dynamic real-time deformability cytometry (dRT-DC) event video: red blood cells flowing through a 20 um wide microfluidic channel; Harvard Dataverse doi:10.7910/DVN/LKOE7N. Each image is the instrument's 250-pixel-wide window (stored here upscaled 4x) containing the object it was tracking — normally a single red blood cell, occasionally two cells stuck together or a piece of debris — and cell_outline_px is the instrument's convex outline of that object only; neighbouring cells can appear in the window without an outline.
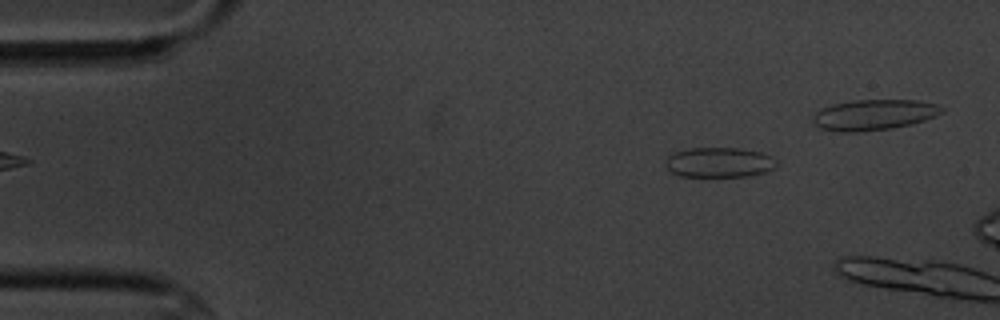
{"species": "common noctule bat (a hibernating species)", "species_latin": "Nyctalus noctula", "temperature_condition": "cold", "stored_images_in_passage": 9, "camera_frame_rate_fps": 3000, "um_per_image_px": 0.085, "animal": {"sex": "male", "body_mass_g": 20.1, "forearm_length_mm": 53.5}, "frame": {"image": 1, "passage_image": 7, "time_ms": 2.0, "image_size_px": [1000, 320], "cell_outline_px": [[776, 164], [772, 168], [764, 172], [748, 176], [680, 176], [672, 172], [664, 164], [668, 156], [676, 152], [688, 148], [740, 148], [760, 152], [772, 156], [776, 160]], "centroid_in_image_um": [61.12, 13.79], "position_along_channel_um": 23.9, "area_um2": 19.25}}